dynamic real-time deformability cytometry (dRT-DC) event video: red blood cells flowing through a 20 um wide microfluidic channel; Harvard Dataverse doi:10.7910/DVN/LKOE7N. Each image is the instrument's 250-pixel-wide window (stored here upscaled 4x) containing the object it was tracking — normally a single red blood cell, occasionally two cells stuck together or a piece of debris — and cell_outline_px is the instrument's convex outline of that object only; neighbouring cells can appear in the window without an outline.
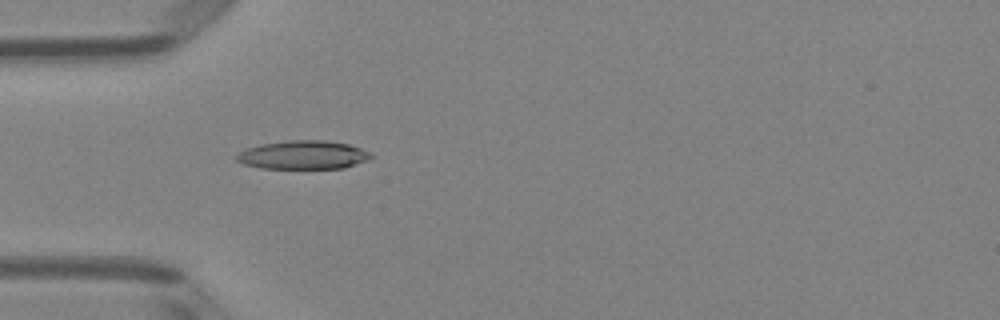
{"species": "Egyptian fruit bat (a non-hibernating species)", "species_latin": "Rousettus aegyptiacus", "temperature_condition": "room temperature", "stored_images_in_passage": 4, "camera_frame_rate_fps": 3000, "um_per_image_px": 0.085, "animal": {"sex": "female"}, "frame": {"image": 1, "passage_image": 4, "time_ms": 1.0, "image_size_px": [1000, 320], "cell_outline_px": [[376, 156], [344, 168], [260, 168], [244, 164], [236, 160], [236, 156], [240, 152], [248, 148], [260, 144], [288, 140], [324, 140], [348, 144], [360, 148]], "centroid_in_image_um": [25.76, 13.16], "position_along_channel_um": 59.2, "area_um2": 22.2}}